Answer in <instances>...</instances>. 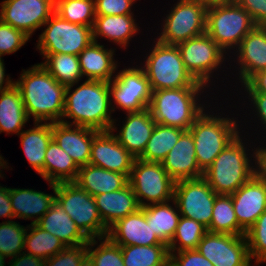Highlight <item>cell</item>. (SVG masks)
<instances>
[{
  "instance_id": "6da1fadb",
  "label": "cell",
  "mask_w": 266,
  "mask_h": 266,
  "mask_svg": "<svg viewBox=\"0 0 266 266\" xmlns=\"http://www.w3.org/2000/svg\"><path fill=\"white\" fill-rule=\"evenodd\" d=\"M73 84L66 86L63 123L87 127L97 131H117L116 119L111 116L109 82L85 80L73 91ZM72 92V93H70ZM63 118L73 119L72 123Z\"/></svg>"
},
{
  "instance_id": "7a4b0ae2",
  "label": "cell",
  "mask_w": 266,
  "mask_h": 266,
  "mask_svg": "<svg viewBox=\"0 0 266 266\" xmlns=\"http://www.w3.org/2000/svg\"><path fill=\"white\" fill-rule=\"evenodd\" d=\"M14 85L19 89L27 117L34 122H60L66 86L58 83L40 64L22 71Z\"/></svg>"
},
{
  "instance_id": "3957f363",
  "label": "cell",
  "mask_w": 266,
  "mask_h": 266,
  "mask_svg": "<svg viewBox=\"0 0 266 266\" xmlns=\"http://www.w3.org/2000/svg\"><path fill=\"white\" fill-rule=\"evenodd\" d=\"M241 138V134H238L229 142L224 150L217 155L213 163L204 171L203 178L216 194H233L261 169V147H254L255 151L252 148L253 154L251 156ZM253 156L255 165L257 163L255 167L250 161Z\"/></svg>"
},
{
  "instance_id": "277c9868",
  "label": "cell",
  "mask_w": 266,
  "mask_h": 266,
  "mask_svg": "<svg viewBox=\"0 0 266 266\" xmlns=\"http://www.w3.org/2000/svg\"><path fill=\"white\" fill-rule=\"evenodd\" d=\"M205 88L183 87L152 91L148 109L156 123L189 130L206 108L198 103Z\"/></svg>"
},
{
  "instance_id": "5b68a950",
  "label": "cell",
  "mask_w": 266,
  "mask_h": 266,
  "mask_svg": "<svg viewBox=\"0 0 266 266\" xmlns=\"http://www.w3.org/2000/svg\"><path fill=\"white\" fill-rule=\"evenodd\" d=\"M145 63L140 66L147 76L152 91L183 87H207L197 82L186 70L177 45L155 41Z\"/></svg>"
},
{
  "instance_id": "8992f818",
  "label": "cell",
  "mask_w": 266,
  "mask_h": 266,
  "mask_svg": "<svg viewBox=\"0 0 266 266\" xmlns=\"http://www.w3.org/2000/svg\"><path fill=\"white\" fill-rule=\"evenodd\" d=\"M255 26L248 11L234 0L208 4L206 33L226 55L228 50L237 49Z\"/></svg>"
},
{
  "instance_id": "52a82bcc",
  "label": "cell",
  "mask_w": 266,
  "mask_h": 266,
  "mask_svg": "<svg viewBox=\"0 0 266 266\" xmlns=\"http://www.w3.org/2000/svg\"><path fill=\"white\" fill-rule=\"evenodd\" d=\"M237 121L231 117L218 116L204 112L195 120L189 131L194 138L196 160L204 172L217 155L239 133Z\"/></svg>"
},
{
  "instance_id": "ba28073f",
  "label": "cell",
  "mask_w": 266,
  "mask_h": 266,
  "mask_svg": "<svg viewBox=\"0 0 266 266\" xmlns=\"http://www.w3.org/2000/svg\"><path fill=\"white\" fill-rule=\"evenodd\" d=\"M56 201L88 239L107 237L108 227L99 215L94 197L74 182L57 183Z\"/></svg>"
},
{
  "instance_id": "9c48e42d",
  "label": "cell",
  "mask_w": 266,
  "mask_h": 266,
  "mask_svg": "<svg viewBox=\"0 0 266 266\" xmlns=\"http://www.w3.org/2000/svg\"><path fill=\"white\" fill-rule=\"evenodd\" d=\"M37 49L43 56L73 54L78 56L93 41V27L79 25L62 19L55 12L44 23Z\"/></svg>"
},
{
  "instance_id": "30bf717a",
  "label": "cell",
  "mask_w": 266,
  "mask_h": 266,
  "mask_svg": "<svg viewBox=\"0 0 266 266\" xmlns=\"http://www.w3.org/2000/svg\"><path fill=\"white\" fill-rule=\"evenodd\" d=\"M208 4L200 0H178L165 17L158 41L177 45L206 33Z\"/></svg>"
},
{
  "instance_id": "8fae6325",
  "label": "cell",
  "mask_w": 266,
  "mask_h": 266,
  "mask_svg": "<svg viewBox=\"0 0 266 266\" xmlns=\"http://www.w3.org/2000/svg\"><path fill=\"white\" fill-rule=\"evenodd\" d=\"M128 183L140 207L170 203L174 198L176 182L168 175L161 162H147L135 158Z\"/></svg>"
},
{
  "instance_id": "7c38bea8",
  "label": "cell",
  "mask_w": 266,
  "mask_h": 266,
  "mask_svg": "<svg viewBox=\"0 0 266 266\" xmlns=\"http://www.w3.org/2000/svg\"><path fill=\"white\" fill-rule=\"evenodd\" d=\"M109 90L110 99L114 100L111 102L113 112L119 108L126 113H132L149 107L152 89L144 70L140 67L133 66L120 70L109 82Z\"/></svg>"
},
{
  "instance_id": "4fadbf2b",
  "label": "cell",
  "mask_w": 266,
  "mask_h": 266,
  "mask_svg": "<svg viewBox=\"0 0 266 266\" xmlns=\"http://www.w3.org/2000/svg\"><path fill=\"white\" fill-rule=\"evenodd\" d=\"M177 47L186 70L208 88L211 75L224 62L225 52L207 33L178 43Z\"/></svg>"
},
{
  "instance_id": "5bb4252c",
  "label": "cell",
  "mask_w": 266,
  "mask_h": 266,
  "mask_svg": "<svg viewBox=\"0 0 266 266\" xmlns=\"http://www.w3.org/2000/svg\"><path fill=\"white\" fill-rule=\"evenodd\" d=\"M217 195L207 181L201 177L177 181L173 200L182 217L191 218L208 228Z\"/></svg>"
},
{
  "instance_id": "9a60e30c",
  "label": "cell",
  "mask_w": 266,
  "mask_h": 266,
  "mask_svg": "<svg viewBox=\"0 0 266 266\" xmlns=\"http://www.w3.org/2000/svg\"><path fill=\"white\" fill-rule=\"evenodd\" d=\"M196 250L214 266H251L245 235L207 232Z\"/></svg>"
},
{
  "instance_id": "2e32d148",
  "label": "cell",
  "mask_w": 266,
  "mask_h": 266,
  "mask_svg": "<svg viewBox=\"0 0 266 266\" xmlns=\"http://www.w3.org/2000/svg\"><path fill=\"white\" fill-rule=\"evenodd\" d=\"M0 19L31 37L55 12V0H4Z\"/></svg>"
},
{
  "instance_id": "e0dca14e",
  "label": "cell",
  "mask_w": 266,
  "mask_h": 266,
  "mask_svg": "<svg viewBox=\"0 0 266 266\" xmlns=\"http://www.w3.org/2000/svg\"><path fill=\"white\" fill-rule=\"evenodd\" d=\"M231 197L238 224L247 231L266 210V175L258 171Z\"/></svg>"
},
{
  "instance_id": "ac0fdd59",
  "label": "cell",
  "mask_w": 266,
  "mask_h": 266,
  "mask_svg": "<svg viewBox=\"0 0 266 266\" xmlns=\"http://www.w3.org/2000/svg\"><path fill=\"white\" fill-rule=\"evenodd\" d=\"M113 133L111 130L99 131L93 137L89 164L125 174L129 178L135 157L119 143Z\"/></svg>"
},
{
  "instance_id": "d6986e66",
  "label": "cell",
  "mask_w": 266,
  "mask_h": 266,
  "mask_svg": "<svg viewBox=\"0 0 266 266\" xmlns=\"http://www.w3.org/2000/svg\"><path fill=\"white\" fill-rule=\"evenodd\" d=\"M168 175L175 181L198 179L204 172L199 168L194 138L189 130H185L177 143L161 162Z\"/></svg>"
},
{
  "instance_id": "ffe728a7",
  "label": "cell",
  "mask_w": 266,
  "mask_h": 266,
  "mask_svg": "<svg viewBox=\"0 0 266 266\" xmlns=\"http://www.w3.org/2000/svg\"><path fill=\"white\" fill-rule=\"evenodd\" d=\"M107 237L119 246L164 244L148 225L141 208L117 220L109 227Z\"/></svg>"
},
{
  "instance_id": "44dd1931",
  "label": "cell",
  "mask_w": 266,
  "mask_h": 266,
  "mask_svg": "<svg viewBox=\"0 0 266 266\" xmlns=\"http://www.w3.org/2000/svg\"><path fill=\"white\" fill-rule=\"evenodd\" d=\"M98 132L61 121L52 123V139L72 157L78 167L89 164L93 137Z\"/></svg>"
},
{
  "instance_id": "7402d4cb",
  "label": "cell",
  "mask_w": 266,
  "mask_h": 266,
  "mask_svg": "<svg viewBox=\"0 0 266 266\" xmlns=\"http://www.w3.org/2000/svg\"><path fill=\"white\" fill-rule=\"evenodd\" d=\"M237 48L239 80L245 84L254 74L266 69V26L256 25Z\"/></svg>"
},
{
  "instance_id": "603a6c76",
  "label": "cell",
  "mask_w": 266,
  "mask_h": 266,
  "mask_svg": "<svg viewBox=\"0 0 266 266\" xmlns=\"http://www.w3.org/2000/svg\"><path fill=\"white\" fill-rule=\"evenodd\" d=\"M126 120L120 129L119 134H114L119 143L133 155L139 158L151 137L156 122L149 109L126 114Z\"/></svg>"
},
{
  "instance_id": "cb8c5ba5",
  "label": "cell",
  "mask_w": 266,
  "mask_h": 266,
  "mask_svg": "<svg viewBox=\"0 0 266 266\" xmlns=\"http://www.w3.org/2000/svg\"><path fill=\"white\" fill-rule=\"evenodd\" d=\"M49 186L52 187L54 196L53 194L50 195L29 188H10V200L14 218L23 220L35 218L31 224H36L56 200V183L49 182Z\"/></svg>"
},
{
  "instance_id": "d4e9b609",
  "label": "cell",
  "mask_w": 266,
  "mask_h": 266,
  "mask_svg": "<svg viewBox=\"0 0 266 266\" xmlns=\"http://www.w3.org/2000/svg\"><path fill=\"white\" fill-rule=\"evenodd\" d=\"M98 42L92 41L78 55L80 69L86 80H100L110 82L118 68L114 59V49L108 50ZM114 74V75H113Z\"/></svg>"
},
{
  "instance_id": "484cf974",
  "label": "cell",
  "mask_w": 266,
  "mask_h": 266,
  "mask_svg": "<svg viewBox=\"0 0 266 266\" xmlns=\"http://www.w3.org/2000/svg\"><path fill=\"white\" fill-rule=\"evenodd\" d=\"M103 223L109 228L117 220L136 212L140 206L130 184L118 191L93 196Z\"/></svg>"
},
{
  "instance_id": "4316f807",
  "label": "cell",
  "mask_w": 266,
  "mask_h": 266,
  "mask_svg": "<svg viewBox=\"0 0 266 266\" xmlns=\"http://www.w3.org/2000/svg\"><path fill=\"white\" fill-rule=\"evenodd\" d=\"M36 224L59 238L66 247L88 244L89 239L56 200Z\"/></svg>"
},
{
  "instance_id": "83f0119b",
  "label": "cell",
  "mask_w": 266,
  "mask_h": 266,
  "mask_svg": "<svg viewBox=\"0 0 266 266\" xmlns=\"http://www.w3.org/2000/svg\"><path fill=\"white\" fill-rule=\"evenodd\" d=\"M74 183L91 196H95L122 189L128 184V177L122 173L88 164L79 167Z\"/></svg>"
},
{
  "instance_id": "f1b7e54d",
  "label": "cell",
  "mask_w": 266,
  "mask_h": 266,
  "mask_svg": "<svg viewBox=\"0 0 266 266\" xmlns=\"http://www.w3.org/2000/svg\"><path fill=\"white\" fill-rule=\"evenodd\" d=\"M133 16L96 15L92 28L93 41L98 42L100 36L126 48L130 44V39L140 30Z\"/></svg>"
},
{
  "instance_id": "f546056e",
  "label": "cell",
  "mask_w": 266,
  "mask_h": 266,
  "mask_svg": "<svg viewBox=\"0 0 266 266\" xmlns=\"http://www.w3.org/2000/svg\"><path fill=\"white\" fill-rule=\"evenodd\" d=\"M34 128L19 134L21 146L30 166L44 179L45 152L52 139V123L34 122Z\"/></svg>"
},
{
  "instance_id": "4dcf8cb0",
  "label": "cell",
  "mask_w": 266,
  "mask_h": 266,
  "mask_svg": "<svg viewBox=\"0 0 266 266\" xmlns=\"http://www.w3.org/2000/svg\"><path fill=\"white\" fill-rule=\"evenodd\" d=\"M172 203L175 208L168 202L140 207L145 213L148 225L167 246L175 235L181 217L176 202L172 200Z\"/></svg>"
},
{
  "instance_id": "1f68e13d",
  "label": "cell",
  "mask_w": 266,
  "mask_h": 266,
  "mask_svg": "<svg viewBox=\"0 0 266 266\" xmlns=\"http://www.w3.org/2000/svg\"><path fill=\"white\" fill-rule=\"evenodd\" d=\"M28 120L19 89L13 85L0 92V133L19 135Z\"/></svg>"
},
{
  "instance_id": "d6a6232c",
  "label": "cell",
  "mask_w": 266,
  "mask_h": 266,
  "mask_svg": "<svg viewBox=\"0 0 266 266\" xmlns=\"http://www.w3.org/2000/svg\"><path fill=\"white\" fill-rule=\"evenodd\" d=\"M78 170L72 157L52 140L45 152L44 180L56 184L74 182Z\"/></svg>"
},
{
  "instance_id": "836d02e7",
  "label": "cell",
  "mask_w": 266,
  "mask_h": 266,
  "mask_svg": "<svg viewBox=\"0 0 266 266\" xmlns=\"http://www.w3.org/2000/svg\"><path fill=\"white\" fill-rule=\"evenodd\" d=\"M184 131L178 127L156 123L139 159L147 162H162Z\"/></svg>"
},
{
  "instance_id": "e575fe53",
  "label": "cell",
  "mask_w": 266,
  "mask_h": 266,
  "mask_svg": "<svg viewBox=\"0 0 266 266\" xmlns=\"http://www.w3.org/2000/svg\"><path fill=\"white\" fill-rule=\"evenodd\" d=\"M45 62L40 63L60 84L77 85L83 78L79 58L73 54H50L43 56Z\"/></svg>"
},
{
  "instance_id": "d590c367",
  "label": "cell",
  "mask_w": 266,
  "mask_h": 266,
  "mask_svg": "<svg viewBox=\"0 0 266 266\" xmlns=\"http://www.w3.org/2000/svg\"><path fill=\"white\" fill-rule=\"evenodd\" d=\"M207 230L212 233L246 234V231L238 224L231 195L218 194L216 196L212 220Z\"/></svg>"
},
{
  "instance_id": "8d00e7d4",
  "label": "cell",
  "mask_w": 266,
  "mask_h": 266,
  "mask_svg": "<svg viewBox=\"0 0 266 266\" xmlns=\"http://www.w3.org/2000/svg\"><path fill=\"white\" fill-rule=\"evenodd\" d=\"M65 248L66 246L59 238L43 230L37 224L27 226L24 250H27L28 254L47 260Z\"/></svg>"
},
{
  "instance_id": "74e56055",
  "label": "cell",
  "mask_w": 266,
  "mask_h": 266,
  "mask_svg": "<svg viewBox=\"0 0 266 266\" xmlns=\"http://www.w3.org/2000/svg\"><path fill=\"white\" fill-rule=\"evenodd\" d=\"M121 250L125 266H165L170 260L166 244L121 246Z\"/></svg>"
},
{
  "instance_id": "f35d334b",
  "label": "cell",
  "mask_w": 266,
  "mask_h": 266,
  "mask_svg": "<svg viewBox=\"0 0 266 266\" xmlns=\"http://www.w3.org/2000/svg\"><path fill=\"white\" fill-rule=\"evenodd\" d=\"M55 13L68 22L93 27L95 14L94 0H55Z\"/></svg>"
},
{
  "instance_id": "ab89813d",
  "label": "cell",
  "mask_w": 266,
  "mask_h": 266,
  "mask_svg": "<svg viewBox=\"0 0 266 266\" xmlns=\"http://www.w3.org/2000/svg\"><path fill=\"white\" fill-rule=\"evenodd\" d=\"M207 232V227L202 223L181 216L175 235L168 245V250L169 252H179L196 249Z\"/></svg>"
},
{
  "instance_id": "60d3db41",
  "label": "cell",
  "mask_w": 266,
  "mask_h": 266,
  "mask_svg": "<svg viewBox=\"0 0 266 266\" xmlns=\"http://www.w3.org/2000/svg\"><path fill=\"white\" fill-rule=\"evenodd\" d=\"M98 240L100 244L95 249L98 244L96 238L89 239L87 244V255L94 262V266H125L121 246L113 243L108 237Z\"/></svg>"
},
{
  "instance_id": "b9f144b4",
  "label": "cell",
  "mask_w": 266,
  "mask_h": 266,
  "mask_svg": "<svg viewBox=\"0 0 266 266\" xmlns=\"http://www.w3.org/2000/svg\"><path fill=\"white\" fill-rule=\"evenodd\" d=\"M27 227L15 221L0 223V254L14 258L24 250Z\"/></svg>"
},
{
  "instance_id": "7bdbcfd3",
  "label": "cell",
  "mask_w": 266,
  "mask_h": 266,
  "mask_svg": "<svg viewBox=\"0 0 266 266\" xmlns=\"http://www.w3.org/2000/svg\"><path fill=\"white\" fill-rule=\"evenodd\" d=\"M250 259L256 264L266 263V210L246 231Z\"/></svg>"
},
{
  "instance_id": "ee69618b",
  "label": "cell",
  "mask_w": 266,
  "mask_h": 266,
  "mask_svg": "<svg viewBox=\"0 0 266 266\" xmlns=\"http://www.w3.org/2000/svg\"><path fill=\"white\" fill-rule=\"evenodd\" d=\"M29 38L23 31L15 29L0 19V58L19 50Z\"/></svg>"
},
{
  "instance_id": "f6af8a7d",
  "label": "cell",
  "mask_w": 266,
  "mask_h": 266,
  "mask_svg": "<svg viewBox=\"0 0 266 266\" xmlns=\"http://www.w3.org/2000/svg\"><path fill=\"white\" fill-rule=\"evenodd\" d=\"M87 256V244L66 247L54 256L45 260L44 266H79Z\"/></svg>"
},
{
  "instance_id": "bcb514c9",
  "label": "cell",
  "mask_w": 266,
  "mask_h": 266,
  "mask_svg": "<svg viewBox=\"0 0 266 266\" xmlns=\"http://www.w3.org/2000/svg\"><path fill=\"white\" fill-rule=\"evenodd\" d=\"M96 15H134L131 11L137 0H94Z\"/></svg>"
},
{
  "instance_id": "7dc6e473",
  "label": "cell",
  "mask_w": 266,
  "mask_h": 266,
  "mask_svg": "<svg viewBox=\"0 0 266 266\" xmlns=\"http://www.w3.org/2000/svg\"><path fill=\"white\" fill-rule=\"evenodd\" d=\"M170 260L176 266H214L196 249L169 252Z\"/></svg>"
},
{
  "instance_id": "c3c4849f",
  "label": "cell",
  "mask_w": 266,
  "mask_h": 266,
  "mask_svg": "<svg viewBox=\"0 0 266 266\" xmlns=\"http://www.w3.org/2000/svg\"><path fill=\"white\" fill-rule=\"evenodd\" d=\"M246 9L256 25L266 26V0H234Z\"/></svg>"
},
{
  "instance_id": "681fc988",
  "label": "cell",
  "mask_w": 266,
  "mask_h": 266,
  "mask_svg": "<svg viewBox=\"0 0 266 266\" xmlns=\"http://www.w3.org/2000/svg\"><path fill=\"white\" fill-rule=\"evenodd\" d=\"M247 94L249 95V102L251 100L255 108L254 112L256 113L255 115H257L255 118H259L258 120L261 121V124L265 125L263 128L265 127L264 129H266V93L247 92Z\"/></svg>"
},
{
  "instance_id": "f907efd6",
  "label": "cell",
  "mask_w": 266,
  "mask_h": 266,
  "mask_svg": "<svg viewBox=\"0 0 266 266\" xmlns=\"http://www.w3.org/2000/svg\"><path fill=\"white\" fill-rule=\"evenodd\" d=\"M246 92L266 93V69L254 74L245 84Z\"/></svg>"
},
{
  "instance_id": "816d5d0a",
  "label": "cell",
  "mask_w": 266,
  "mask_h": 266,
  "mask_svg": "<svg viewBox=\"0 0 266 266\" xmlns=\"http://www.w3.org/2000/svg\"><path fill=\"white\" fill-rule=\"evenodd\" d=\"M45 260L35 257L32 254L21 252L11 260H9V266H44Z\"/></svg>"
},
{
  "instance_id": "f5cc1de1",
  "label": "cell",
  "mask_w": 266,
  "mask_h": 266,
  "mask_svg": "<svg viewBox=\"0 0 266 266\" xmlns=\"http://www.w3.org/2000/svg\"><path fill=\"white\" fill-rule=\"evenodd\" d=\"M14 218V213L11 207L10 188L0 186V218Z\"/></svg>"
},
{
  "instance_id": "db71d44e",
  "label": "cell",
  "mask_w": 266,
  "mask_h": 266,
  "mask_svg": "<svg viewBox=\"0 0 266 266\" xmlns=\"http://www.w3.org/2000/svg\"><path fill=\"white\" fill-rule=\"evenodd\" d=\"M4 61L2 58H0V92L5 91L12 87L15 83V81H12L10 77L8 76L5 79V67H4ZM4 84V86H3Z\"/></svg>"
},
{
  "instance_id": "11a10c76",
  "label": "cell",
  "mask_w": 266,
  "mask_h": 266,
  "mask_svg": "<svg viewBox=\"0 0 266 266\" xmlns=\"http://www.w3.org/2000/svg\"><path fill=\"white\" fill-rule=\"evenodd\" d=\"M260 167L261 171L266 175V147H261V155H260Z\"/></svg>"
},
{
  "instance_id": "9f6ffc18",
  "label": "cell",
  "mask_w": 266,
  "mask_h": 266,
  "mask_svg": "<svg viewBox=\"0 0 266 266\" xmlns=\"http://www.w3.org/2000/svg\"><path fill=\"white\" fill-rule=\"evenodd\" d=\"M79 266H94V262L87 255L79 264Z\"/></svg>"
},
{
  "instance_id": "6f0895ef",
  "label": "cell",
  "mask_w": 266,
  "mask_h": 266,
  "mask_svg": "<svg viewBox=\"0 0 266 266\" xmlns=\"http://www.w3.org/2000/svg\"><path fill=\"white\" fill-rule=\"evenodd\" d=\"M5 158H3L2 157V155H0V177L1 178H3V176H1L2 174H1V172H2V170L1 169H4V168H7V161L6 160H4Z\"/></svg>"
},
{
  "instance_id": "680465c9",
  "label": "cell",
  "mask_w": 266,
  "mask_h": 266,
  "mask_svg": "<svg viewBox=\"0 0 266 266\" xmlns=\"http://www.w3.org/2000/svg\"><path fill=\"white\" fill-rule=\"evenodd\" d=\"M200 1L205 2L207 4H211V3L227 2V1H232V0H200Z\"/></svg>"
},
{
  "instance_id": "91938a15",
  "label": "cell",
  "mask_w": 266,
  "mask_h": 266,
  "mask_svg": "<svg viewBox=\"0 0 266 266\" xmlns=\"http://www.w3.org/2000/svg\"><path fill=\"white\" fill-rule=\"evenodd\" d=\"M5 259L6 257L0 254V266H6Z\"/></svg>"
},
{
  "instance_id": "94428289",
  "label": "cell",
  "mask_w": 266,
  "mask_h": 266,
  "mask_svg": "<svg viewBox=\"0 0 266 266\" xmlns=\"http://www.w3.org/2000/svg\"><path fill=\"white\" fill-rule=\"evenodd\" d=\"M165 266H176L171 260H169Z\"/></svg>"
}]
</instances>
